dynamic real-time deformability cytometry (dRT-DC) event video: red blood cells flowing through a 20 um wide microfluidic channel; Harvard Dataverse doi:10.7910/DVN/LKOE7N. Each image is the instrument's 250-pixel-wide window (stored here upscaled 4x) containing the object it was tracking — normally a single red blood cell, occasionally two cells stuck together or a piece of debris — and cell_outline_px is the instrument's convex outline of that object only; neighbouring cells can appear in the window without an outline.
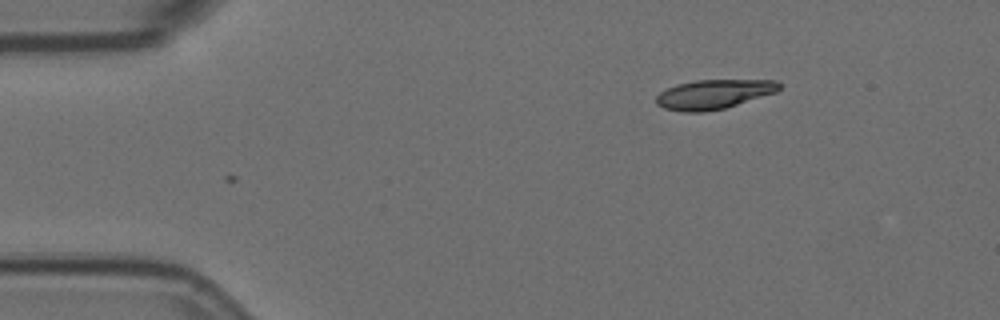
{"species": "Egyptian fruit bat (a non-hibernating species)", "species_latin": "Rousettus aegyptiacus", "temperature_condition": "room temperature", "stored_images_in_passage": 2, "camera_frame_rate_fps": 3000, "um_per_image_px": 0.085, "animal": {"sex": "female"}, "frame": {"image": 1, "passage_image": 2, "time_ms": 0.333, "image_size_px": [1000, 320], "cell_outline_px": [[780, 88], [776, 92], [724, 108], [704, 112], [684, 112], [664, 108], [656, 104], [656, 96], [660, 92], [676, 84], [696, 80], [776, 80], [780, 84]], "centroid_in_image_um": [60.64, 8.01], "position_along_channel_um": 24.4, "area_um2": 20.92}}